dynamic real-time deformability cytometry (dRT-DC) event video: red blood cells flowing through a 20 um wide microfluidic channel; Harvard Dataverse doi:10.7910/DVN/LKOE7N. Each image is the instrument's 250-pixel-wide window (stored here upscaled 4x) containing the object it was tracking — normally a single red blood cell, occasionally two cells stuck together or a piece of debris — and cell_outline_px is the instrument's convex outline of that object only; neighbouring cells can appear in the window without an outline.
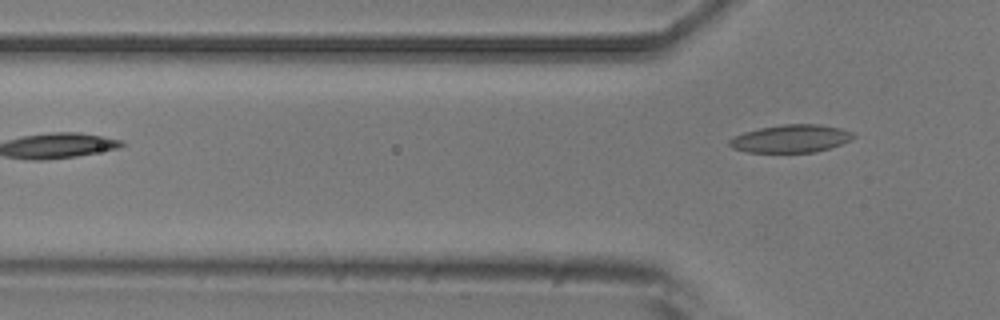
{"species": "common noctule bat (a hibernating species)", "species_latin": "Nyctalus noctula", "temperature_condition": "room temperature", "stored_images_in_passage": 6, "segment_of_instrument_passage": [2, 2], "camera_frame_rate_fps": 3000, "um_per_image_px": 0.085, "animal": {"sex": "male", "body_mass_g": 20.5, "forearm_length_mm": 52.5}, "frame": {"image": 1, "passage_image": 6, "time_ms": 6.333, "image_size_px": [1000, 320], "cell_outline_px": [[856, 136], [852, 140], [816, 152], [748, 152], [732, 148], [728, 144], [728, 140], [744, 132], [760, 128], [784, 124], [820, 124], [840, 128], [852, 132]], "centroid_in_image_um": [67.24, 11.78], "position_along_channel_um": 58.6, "area_um2": 20.0}}